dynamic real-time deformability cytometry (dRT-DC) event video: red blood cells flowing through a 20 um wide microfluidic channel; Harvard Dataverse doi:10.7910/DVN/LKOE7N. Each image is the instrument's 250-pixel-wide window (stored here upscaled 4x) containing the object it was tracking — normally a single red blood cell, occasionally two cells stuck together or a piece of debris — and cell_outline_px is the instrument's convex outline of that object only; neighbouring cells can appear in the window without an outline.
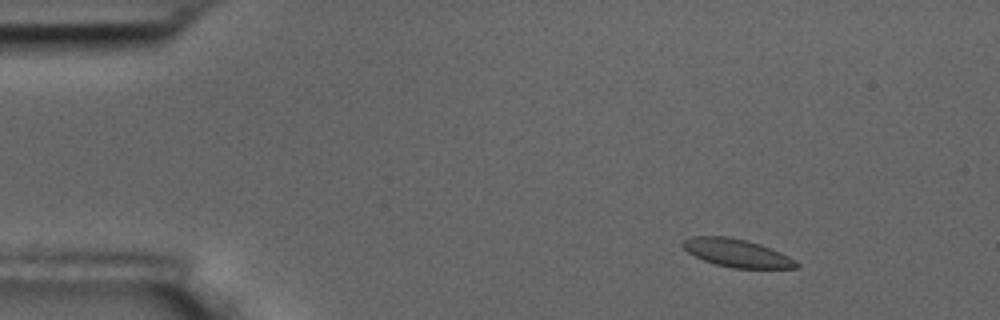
{"species": "common noctule bat (a hibernating species)", "species_latin": "Nyctalus noctula", "temperature_condition": "room temperature", "stored_images_in_passage": 10, "camera_frame_rate_fps": 3000, "um_per_image_px": 0.085, "animal": {"sex": "male", "body_mass_g": 17.5, "forearm_length_mm": 52.3}, "frame": {"image": 1, "passage_image": 2, "time_ms": 1.0, "image_size_px": [1000, 320], "cell_outline_px": [[800, 268], [732, 268], [716, 264], [704, 260], [688, 252], [680, 244], [684, 240], [692, 236], [724, 236], [744, 240], [760, 244], [780, 252], [796, 260], [800, 264]], "centroid_in_image_um": [62.65, 21.51], "position_along_channel_um": 22.4, "area_um2": 18.38}}
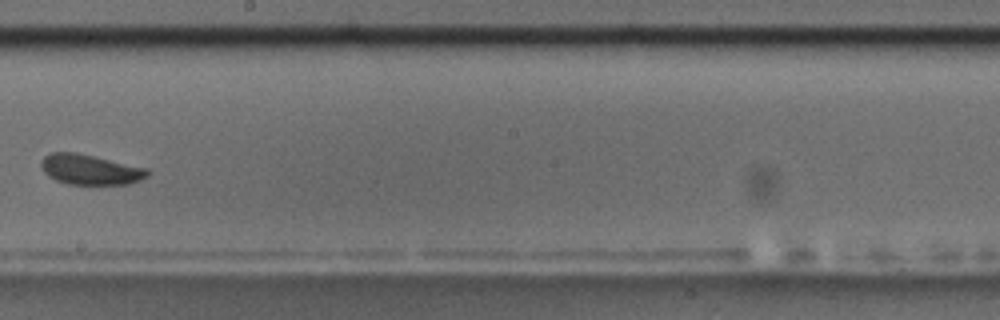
{"frame": {"image": 2, "passage_image": 9, "time_ms": 9.333, "image_size_px": [1000, 320], "cell_outline_px": [[152, 172], [148, 176], [140, 180], [128, 184], [68, 184], [56, 180], [48, 176], [40, 168], [40, 160], [48, 152], [76, 152], [96, 156], [148, 168]], "centroid_in_image_um": [7.66, 14.4], "position_along_channel_um": 240.5, "area_um2": 19.07}}
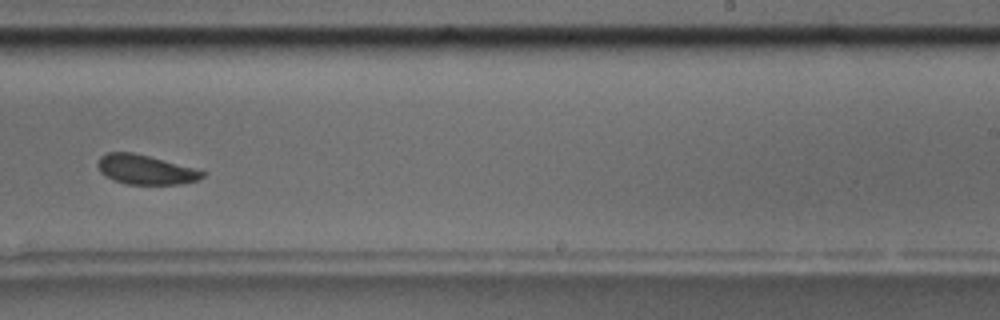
{"frame": {"image": 3, "passage_image": 10, "time_ms": 10.333, "image_size_px": [1000, 320], "cell_outline_px": [[204, 176], [200, 180], [180, 184], [124, 184], [112, 180], [100, 172], [96, 164], [100, 156], [104, 152], [132, 152], [196, 168], [204, 172]], "centroid_in_image_um": [12.33, 14.42], "position_along_channel_um": 276.7, "area_um2": 18.15}}